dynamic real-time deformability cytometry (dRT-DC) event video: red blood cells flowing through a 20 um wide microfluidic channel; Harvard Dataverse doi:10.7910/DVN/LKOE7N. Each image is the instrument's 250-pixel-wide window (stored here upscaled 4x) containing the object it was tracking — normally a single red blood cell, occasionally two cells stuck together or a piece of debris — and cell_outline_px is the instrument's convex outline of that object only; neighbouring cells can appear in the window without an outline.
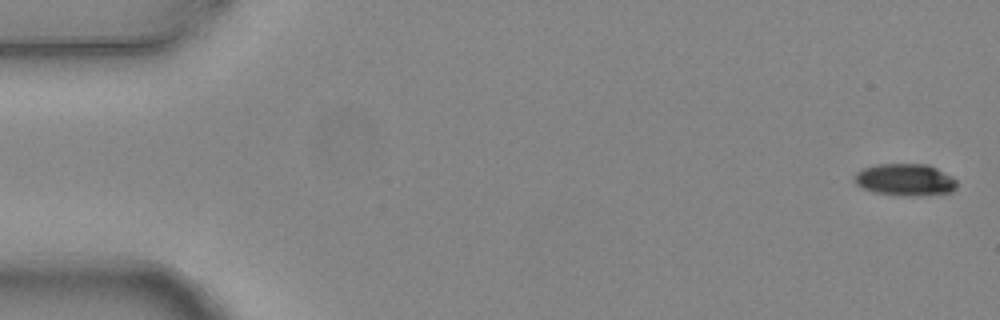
{"species": "common noctule bat (a hibernating species)", "species_latin": "Nyctalus noctula", "temperature_condition": "warm", "stored_images_in_passage": 5, "camera_frame_rate_fps": 3000, "um_per_image_px": 0.085, "animal": {"sex": "female", "body_mass_g": 24.6, "forearm_length_mm": 56.2}, "frame": {"image": 1, "passage_image": 1, "time_ms": 0.0, "image_size_px": [1000, 320], "cell_outline_px": [[956, 188], [952, 192], [912, 196], [904, 196], [876, 192], [864, 188], [856, 184], [852, 176], [856, 172], [864, 168], [880, 164], [928, 164], [936, 168], [956, 180]], "centroid_in_image_um": [76.91, 15.28], "position_along_channel_um": 8.1, "area_um2": 18.9}}
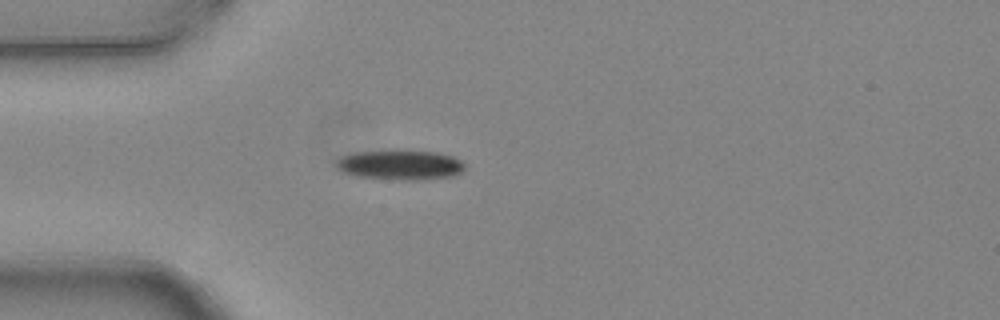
{"frame": {"image": 2, "passage_image": 5, "time_ms": 1.333, "image_size_px": [1000, 320], "cell_outline_px": [[464, 168], [456, 176], [416, 180], [408, 180], [360, 176], [344, 172], [336, 164], [336, 160], [340, 156], [352, 152], [396, 148], [404, 148], [436, 152], [452, 156], [460, 160], [464, 164]], "centroid_in_image_um": [34.03, 13.96], "position_along_channel_um": 51.0, "area_um2": 22.89}}